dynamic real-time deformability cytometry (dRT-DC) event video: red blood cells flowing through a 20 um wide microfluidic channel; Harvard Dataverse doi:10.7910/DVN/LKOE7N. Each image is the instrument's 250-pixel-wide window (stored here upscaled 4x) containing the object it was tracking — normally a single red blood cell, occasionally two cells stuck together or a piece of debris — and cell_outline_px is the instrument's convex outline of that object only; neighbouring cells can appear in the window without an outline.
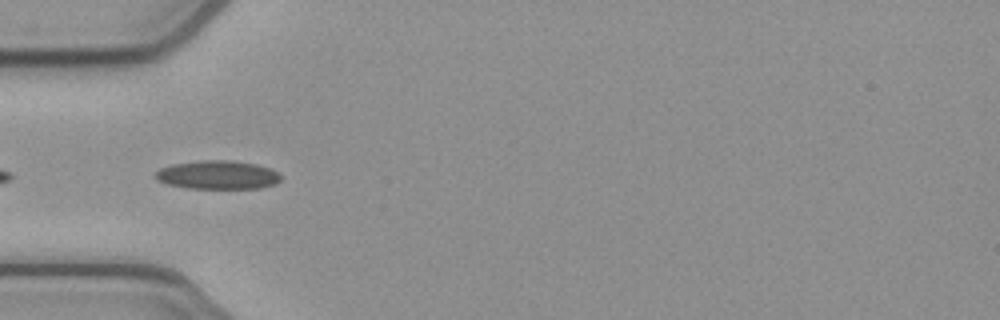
{"species": "common noctule bat (a hibernating species)", "species_latin": "Nyctalus noctula", "temperature_condition": "cold", "stored_images_in_passage": 18, "camera_frame_rate_fps": 3000, "um_per_image_px": 0.085, "animal": {"sex": "female", "body_mass_g": 21.9}, "frame": {"image": 1, "passage_image": 12, "time_ms": 3.667, "image_size_px": [1000, 320], "cell_outline_px": [[280, 180], [276, 184], [260, 188], [188, 188], [168, 184], [156, 180], [156, 172], [160, 168], [172, 164], [204, 160], [228, 160], [256, 164], [268, 168], [276, 172], [280, 176]], "centroid_in_image_um": [18.49, 14.87], "position_along_channel_um": 66.5, "area_um2": 20.69}}